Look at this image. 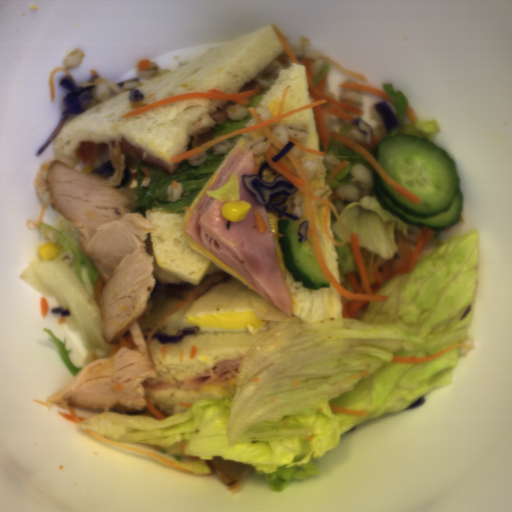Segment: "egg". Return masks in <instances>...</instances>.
Wrapping results in <instances>:
<instances>
[{
    "mask_svg": "<svg viewBox=\"0 0 512 512\" xmlns=\"http://www.w3.org/2000/svg\"><path fill=\"white\" fill-rule=\"evenodd\" d=\"M252 295L250 287L231 279L216 283L173 311L163 328L168 331L198 327V331L268 333L279 322L257 319Z\"/></svg>",
    "mask_w": 512,
    "mask_h": 512,
    "instance_id": "d2b9013d",
    "label": "egg"
}]
</instances>
